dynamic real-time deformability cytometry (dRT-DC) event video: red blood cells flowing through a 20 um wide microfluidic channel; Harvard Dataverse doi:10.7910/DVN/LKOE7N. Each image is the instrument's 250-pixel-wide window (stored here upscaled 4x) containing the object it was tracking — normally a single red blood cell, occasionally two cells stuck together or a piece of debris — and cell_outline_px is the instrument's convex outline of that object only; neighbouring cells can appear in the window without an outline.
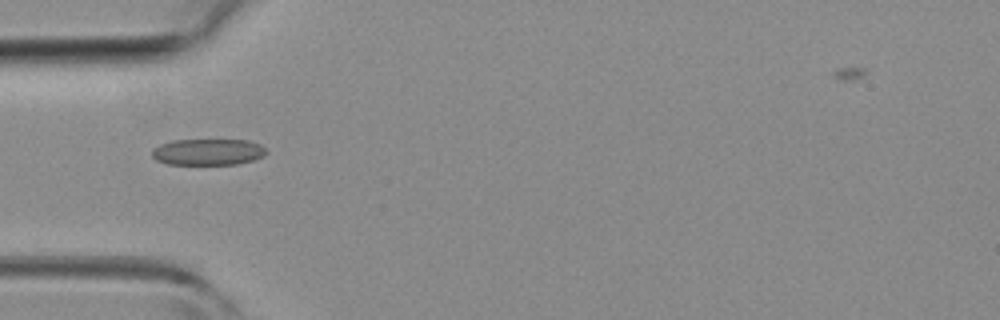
{"species": "common noctule bat (a hibernating species)", "species_latin": "Nyctalus noctula", "temperature_condition": "room temperature", "stored_images_in_passage": 45, "camera_frame_rate_fps": 3000, "um_per_image_px": 0.085, "animal": {"sex": "female", "body_mass_g": 19.3, "forearm_length_mm": 54.1}, "frame": {"image": 1, "passage_image": 14, "time_ms": 4.333, "image_size_px": [1000, 320], "cell_outline_px": [[268, 152], [264, 156], [252, 160], [236, 164], [168, 164], [156, 160], [152, 156], [152, 148], [160, 144], [172, 140], [248, 140], [260, 144]], "centroid_in_image_um": [17.67, 12.91], "position_along_channel_um": 67.3, "area_um2": 17.57}}
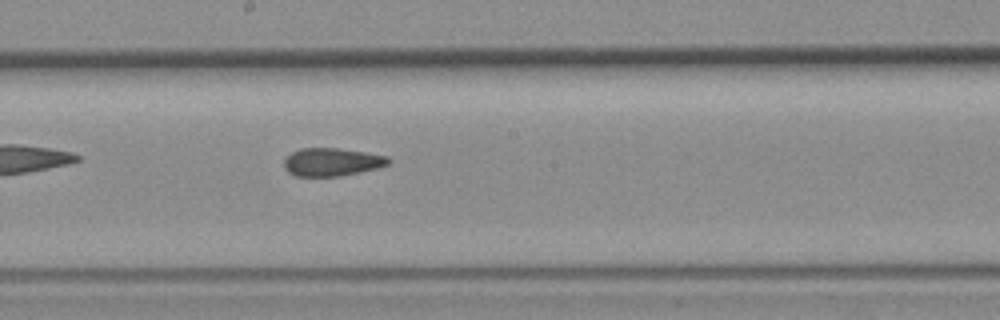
{"frame": {"image": 2, "passage_image": 24, "time_ms": 7.667, "image_size_px": [1000, 320], "cell_outline_px": [[392, 160], [388, 164], [376, 168], [360, 172], [340, 176], [296, 176], [288, 172], [284, 168], [284, 160], [292, 152], [300, 148], [336, 148], [364, 152], [388, 156]], "centroid_in_image_um": [28.2, 13.77], "position_along_channel_um": 220.0, "area_um2": 16.99}}
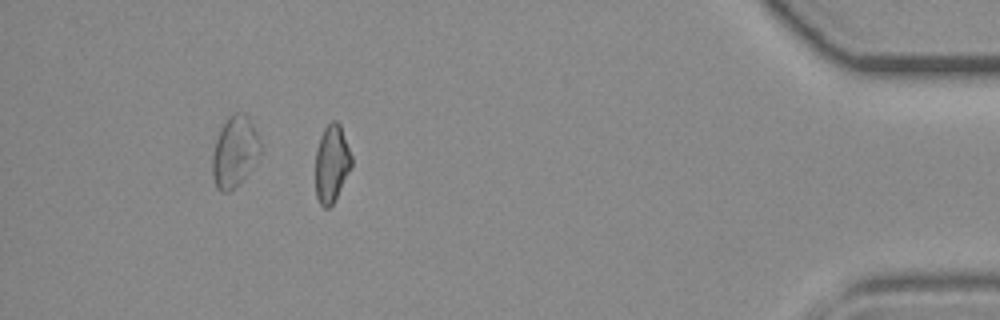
{"frame": {"image": 3, "passage_image": 40, "time_ms": 13.0, "image_size_px": [1000, 320], "cell_outline_px": [[352, 164], [332, 204], [328, 208], [324, 208], [320, 204], [316, 196], [316, 148], [320, 136], [324, 128], [332, 120], [336, 120], [340, 124], [352, 156]], "centroid_in_image_um": [28.18, 13.86], "position_along_channel_um": 407.0, "area_um2": 16.07}}